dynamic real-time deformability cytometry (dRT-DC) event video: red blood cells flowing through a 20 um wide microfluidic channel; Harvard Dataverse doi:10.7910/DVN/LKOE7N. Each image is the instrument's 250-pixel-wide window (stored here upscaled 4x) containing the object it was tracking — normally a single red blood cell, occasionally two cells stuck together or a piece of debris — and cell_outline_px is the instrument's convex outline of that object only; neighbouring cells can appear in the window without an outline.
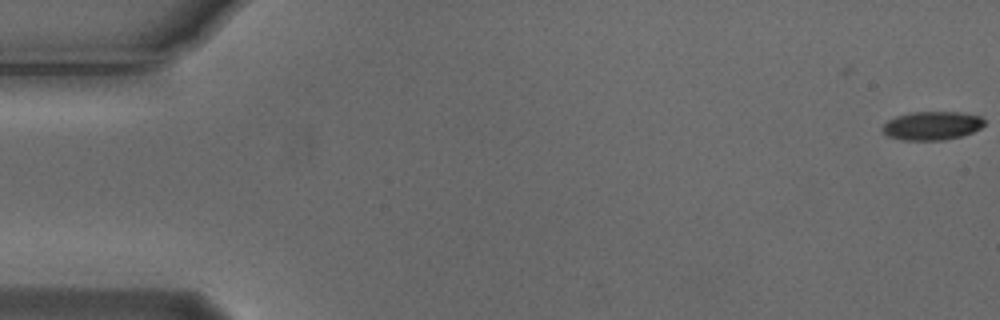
{"species": "Egyptian fruit bat (a non-hibernating species)", "species_latin": "Rousettus aegyptiacus", "temperature_condition": "cold", "stored_images_in_passage": 48, "camera_frame_rate_fps": 3000, "um_per_image_px": 0.085, "animal": {"sex": "male"}, "frame": {"image": 1, "passage_image": 1, "time_ms": 0.0, "image_size_px": [1000, 320], "cell_outline_px": [[984, 124], [980, 128], [972, 132], [960, 136], [944, 140], [904, 140], [888, 136], [880, 128], [888, 120], [896, 116], [912, 112], [960, 112], [980, 116], [984, 120]], "centroid_in_image_um": [79.2, 10.68], "position_along_channel_um": 5.8, "area_um2": 16.88}}
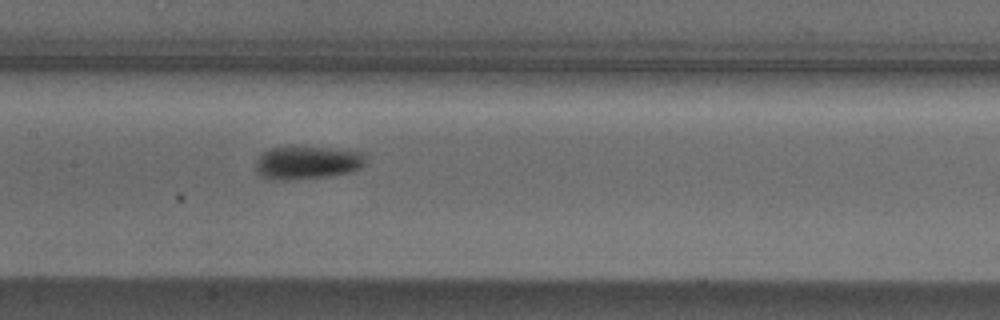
{"frame": {"image": 2, "passage_image": 27, "time_ms": 8.667, "image_size_px": [1000, 320], "cell_outline_px": [[364, 164], [360, 168], [348, 172], [328, 176], [284, 180], [272, 180], [260, 176], [256, 168], [256, 160], [268, 148], [328, 148], [364, 152]], "centroid_in_image_um": [26.09, 13.84], "position_along_channel_um": 181.3, "area_um2": 20.75}}
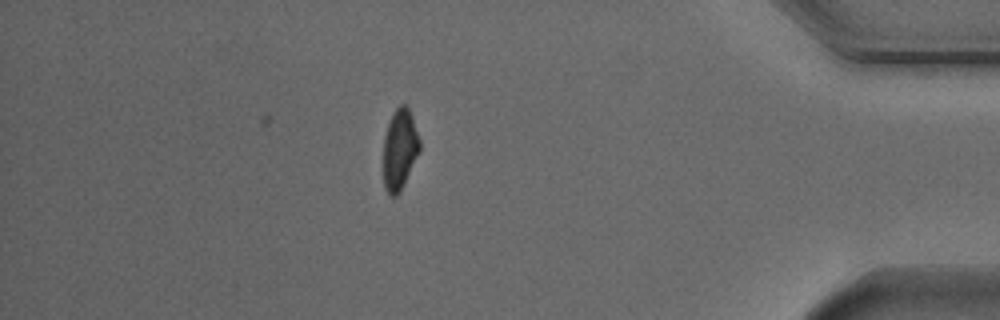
{"frame": {"image": 3, "passage_image": 48, "time_ms": 15.667, "image_size_px": [1000, 320], "cell_outline_px": [[420, 152], [400, 192], [396, 196], [392, 196], [384, 188], [384, 136], [392, 112], [400, 104], [404, 104], [408, 108], [412, 116], [420, 140]], "centroid_in_image_um": [33.98, 12.69], "position_along_channel_um": 401.2, "area_um2": 17.11}, "authors_computed_cell_mechanics": {"area_um2": 18.6694, "velocity_mm_per_s": 3.7699, "shape_relaxation_time_tau1_ms": 1.8781, "shape_relaxation_time_tau2_ms": null, "deformation_change_tau1": 0.1129, "deformation_change_tau2": null}}